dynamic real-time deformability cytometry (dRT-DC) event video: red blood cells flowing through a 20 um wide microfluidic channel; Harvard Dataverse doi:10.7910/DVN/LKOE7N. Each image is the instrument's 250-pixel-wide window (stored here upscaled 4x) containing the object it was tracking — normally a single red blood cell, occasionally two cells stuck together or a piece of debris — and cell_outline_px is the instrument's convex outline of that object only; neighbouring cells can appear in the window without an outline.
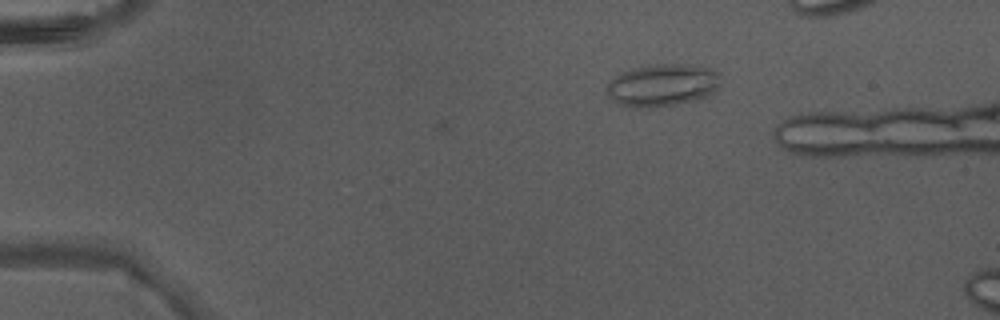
{"species": "Egyptian fruit bat (a non-hibernating species)", "species_latin": "Rousettus aegyptiacus", "temperature_condition": "warm", "stored_images_in_passage": 3, "camera_frame_rate_fps": 3000, "um_per_image_px": 0.085, "animal": {"sex": "male"}, "frame": {"image": 1, "passage_image": 3, "time_ms": 0.667, "image_size_px": [1000, 320], "cell_outline_px": [[720, 88], [708, 96], [696, 100], [676, 104], [652, 108], [632, 108], [616, 104], [608, 96], [604, 88], [620, 72], [632, 68], [648, 64], [676, 64], [712, 68], [720, 72]], "centroid_in_image_um": [56.29, 7.25], "position_along_channel_um": 28.7, "area_um2": 28.78}}